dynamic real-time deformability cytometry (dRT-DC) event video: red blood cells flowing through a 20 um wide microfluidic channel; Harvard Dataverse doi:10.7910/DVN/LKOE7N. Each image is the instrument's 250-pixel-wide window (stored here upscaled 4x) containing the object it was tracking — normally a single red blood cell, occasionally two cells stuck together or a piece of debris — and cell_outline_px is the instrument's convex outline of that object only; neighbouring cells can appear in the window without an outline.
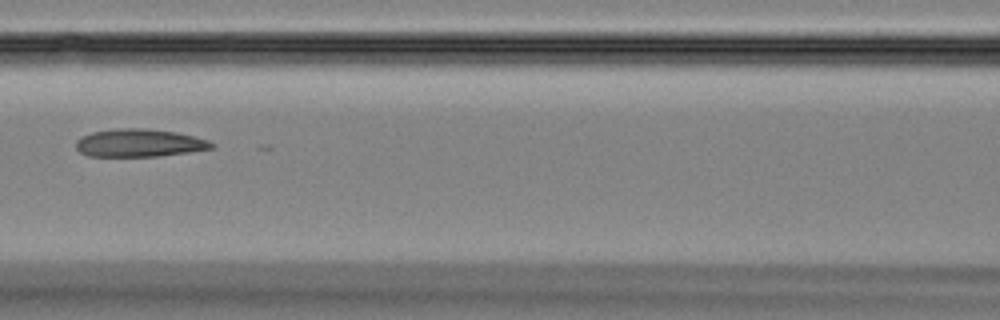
{"species": "Egyptian fruit bat (a non-hibernating species)", "species_latin": "Rousettus aegyptiacus", "temperature_condition": "room temperature", "stored_images_in_passage": 6, "camera_frame_rate_fps": 3000, "um_per_image_px": 0.085, "animal": {"sex": "female"}, "frame": {"image": 1, "passage_image": 6, "time_ms": 6.333, "image_size_px": [1000, 320], "cell_outline_px": [[216, 144], [212, 148], [188, 152], [160, 156], [88, 156], [80, 152], [76, 148], [76, 140], [92, 132], [120, 128], [144, 128], [176, 132], [208, 140]], "centroid_in_image_um": [11.84, 12.15], "position_along_channel_um": 154.8, "area_um2": 21.85}}